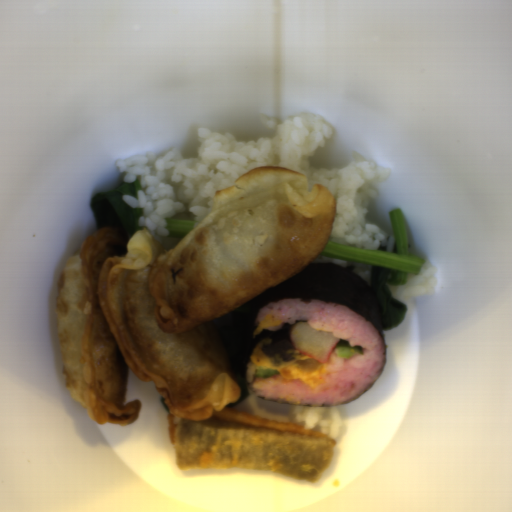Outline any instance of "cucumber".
<instances>
[{
  "mask_svg": "<svg viewBox=\"0 0 512 512\" xmlns=\"http://www.w3.org/2000/svg\"><path fill=\"white\" fill-rule=\"evenodd\" d=\"M335 353L338 358H349L353 355H362V347L358 345H350L349 341H339L335 348Z\"/></svg>",
  "mask_w": 512,
  "mask_h": 512,
  "instance_id": "1",
  "label": "cucumber"
},
{
  "mask_svg": "<svg viewBox=\"0 0 512 512\" xmlns=\"http://www.w3.org/2000/svg\"><path fill=\"white\" fill-rule=\"evenodd\" d=\"M254 373L261 378H270L273 375H280L276 370L256 366Z\"/></svg>",
  "mask_w": 512,
  "mask_h": 512,
  "instance_id": "2",
  "label": "cucumber"
}]
</instances>
